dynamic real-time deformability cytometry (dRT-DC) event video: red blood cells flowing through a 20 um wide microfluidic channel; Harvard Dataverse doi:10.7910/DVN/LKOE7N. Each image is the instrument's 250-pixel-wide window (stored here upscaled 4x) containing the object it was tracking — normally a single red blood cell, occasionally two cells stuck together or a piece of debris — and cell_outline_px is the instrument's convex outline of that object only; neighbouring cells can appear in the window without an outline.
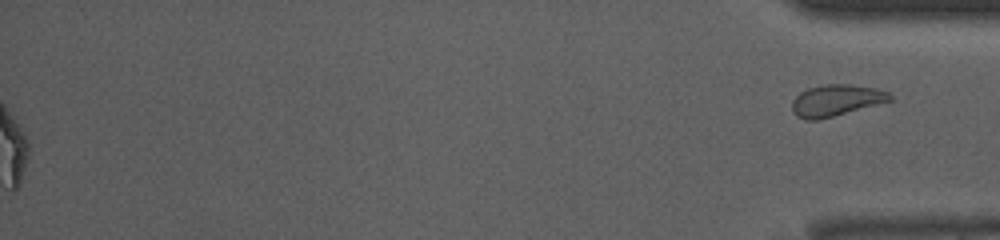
{"species": "common noctule bat (a hibernating species)", "species_latin": "Nyctalus noctula", "temperature_condition": "room temperature", "stored_images_in_passage": 41, "segment_of_instrument_passage": [2, 2], "camera_frame_rate_fps": 3000, "um_per_image_px": 0.085, "animal": {"sex": "male", "body_mass_g": 13.0, "forearm_length_mm": 53.1}, "frame": {"image": 1, "passage_image": 41, "time_ms": 13.333, "image_size_px": [1000, 240], "cell_outline_px": [[892, 100], [832, 116], [816, 120], [804, 120], [796, 116], [792, 112], [792, 100], [800, 92], [808, 88], [820, 84], [848, 84], [876, 88], [888, 92], [892, 96]], "centroid_in_image_um": [71.02, 8.52], "position_along_channel_um": 364.2, "area_um2": 17.86}}